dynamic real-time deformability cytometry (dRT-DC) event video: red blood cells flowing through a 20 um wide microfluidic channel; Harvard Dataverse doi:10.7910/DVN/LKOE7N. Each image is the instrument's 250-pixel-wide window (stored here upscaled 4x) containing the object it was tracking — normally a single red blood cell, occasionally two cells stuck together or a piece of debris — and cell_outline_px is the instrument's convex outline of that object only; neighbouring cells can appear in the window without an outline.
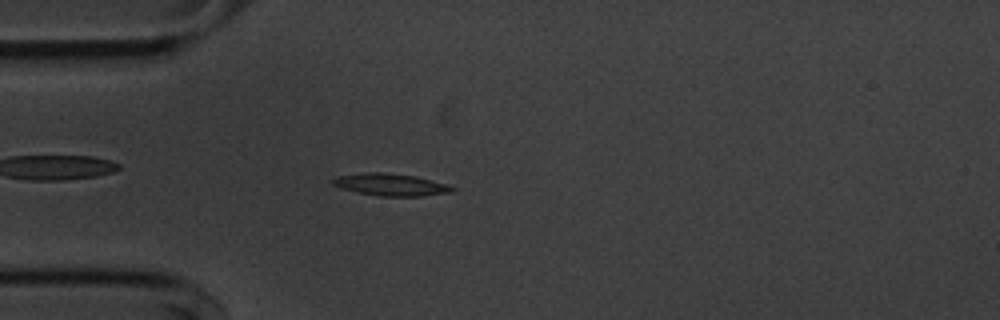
{"species": "common noctule bat (a hibernating species)", "species_latin": "Nyctalus noctula", "temperature_condition": "cold", "stored_images_in_passage": 54, "camera_frame_rate_fps": 3000, "um_per_image_px": 0.085, "animal": {"sex": "male", "body_mass_g": 20.1, "forearm_length_mm": 53.5}, "frame": {"image": 1, "passage_image": 14, "time_ms": 4.333, "image_size_px": [1000, 320], "cell_outline_px": [[456, 188], [452, 192], [420, 196], [380, 196], [340, 188], [332, 184], [332, 180], [336, 176], [364, 172], [380, 172], [416, 176], [444, 184]], "centroid_in_image_um": [33.17, 15.69], "position_along_channel_um": 51.8, "area_um2": 15.2}}
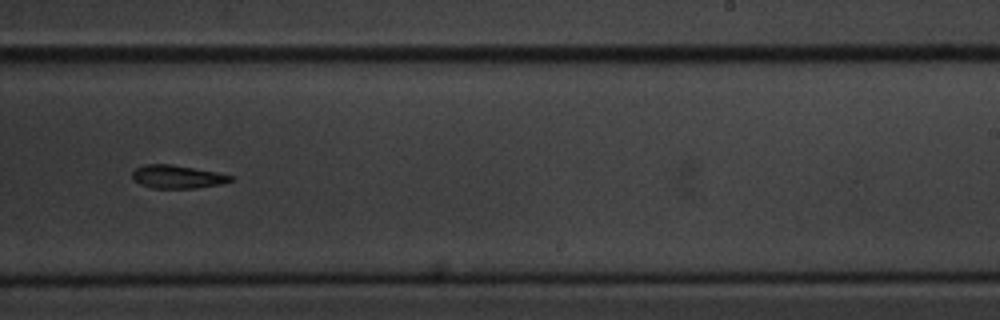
{"frame": {"image": 2, "passage_image": 33, "time_ms": 10.667, "image_size_px": [1000, 320], "cell_outline_px": [[232, 180], [220, 184], [196, 188], [152, 188], [140, 184], [132, 180], [132, 172], [136, 168], [144, 164], [172, 164], [216, 172], [232, 176]], "centroid_in_image_um": [15.01, 15.02], "position_along_channel_um": 274.0, "area_um2": 13.24}}
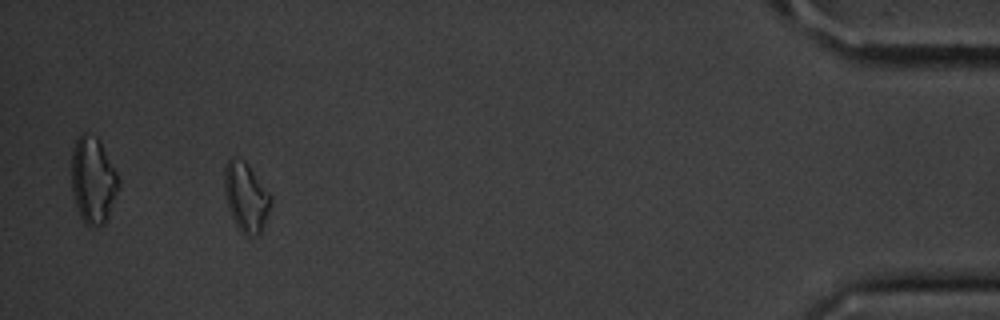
{"frame": {"image": 3, "passage_image": 50, "time_ms": 16.333, "image_size_px": [1000, 320], "cell_outline_px": [[272, 200], [268, 212], [260, 232], [256, 236], [244, 236], [240, 232], [232, 216], [224, 192], [224, 168], [228, 160], [244, 160], [248, 164], [272, 196]], "centroid_in_image_um": [20.91, 16.77], "position_along_channel_um": 414.3, "area_um2": 18.38}, "authors_computed_cell_mechanics": {"area_um2": 14.3055, "velocity_mm_per_s": 3.6265, "shape_relaxation_time_tau1_ms": 6.5533, "shape_relaxation_time_tau2_ms": null, "deformation_change_tau1": 0.1492, "deformation_change_tau2": null}}